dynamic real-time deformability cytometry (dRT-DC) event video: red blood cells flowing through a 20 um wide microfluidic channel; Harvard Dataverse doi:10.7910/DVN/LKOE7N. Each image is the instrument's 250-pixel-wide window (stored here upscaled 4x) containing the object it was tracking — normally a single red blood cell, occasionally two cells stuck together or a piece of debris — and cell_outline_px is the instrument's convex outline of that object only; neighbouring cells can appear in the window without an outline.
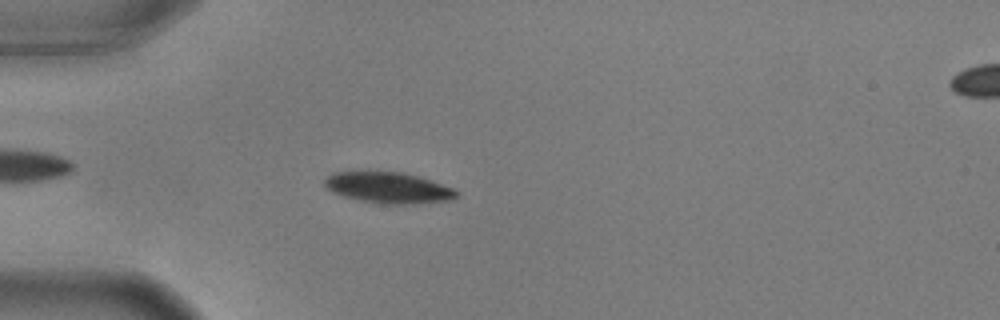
{"species": "common noctule bat (a hibernating species)", "species_latin": "Nyctalus noctula", "temperature_condition": "warm", "stored_images_in_passage": 50, "camera_frame_rate_fps": 3000, "um_per_image_px": 0.085, "animal": {"sex": "male", "body_mass_g": 17.9, "forearm_length_mm": 54.2}, "frame": {"image": 1, "passage_image": 10, "time_ms": 3.0, "image_size_px": [1000, 320], "cell_outline_px": [[456, 196], [452, 200], [412, 204], [380, 204], [360, 200], [344, 196], [332, 192], [324, 184], [324, 180], [332, 172], [400, 172], [420, 176], [432, 180], [452, 188], [456, 192]], "centroid_in_image_um": [33.01, 15.96], "position_along_channel_um": 52.0, "area_um2": 23.7}}
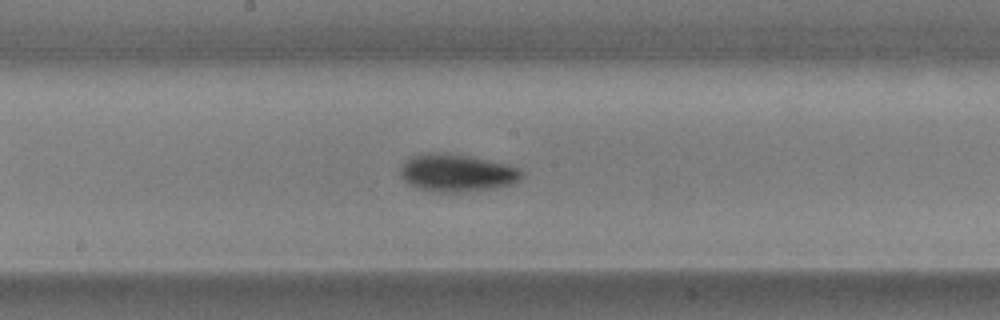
{"frame": {"image": 2, "passage_image": 24, "time_ms": 7.667, "image_size_px": [1000, 320], "cell_outline_px": [[524, 176], [520, 180], [512, 184], [496, 188], [460, 192], [432, 192], [408, 184], [400, 176], [400, 168], [412, 156], [420, 152], [436, 152], [472, 156], [508, 164], [520, 168], [524, 172]], "centroid_in_image_um": [38.87, 14.69], "position_along_channel_um": 209.3, "area_um2": 26.93}}
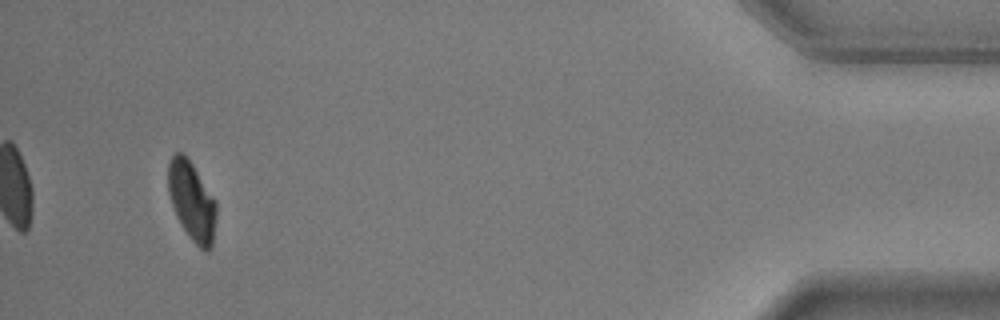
{"frame": {"image": 3, "passage_image": 47, "time_ms": 15.333, "image_size_px": [1000, 320], "cell_outline_px": [[216, 216], [212, 248], [208, 252], [200, 248], [188, 236], [180, 224], [176, 216], [168, 192], [168, 160], [176, 152], [180, 152], [192, 164], [216, 200]], "centroid_in_image_um": [16.31, 17.12], "position_along_channel_um": 418.9, "area_um2": 22.14}, "authors_computed_cell_mechanics": {"area_um2": 24.276, "velocity_mm_per_s": 3.6161, "shape_relaxation_time_tau1_ms": 2.4725, "shape_relaxation_time_tau2_ms": null, "deformation_change_tau1": 0.1511, "deformation_change_tau2": null}}